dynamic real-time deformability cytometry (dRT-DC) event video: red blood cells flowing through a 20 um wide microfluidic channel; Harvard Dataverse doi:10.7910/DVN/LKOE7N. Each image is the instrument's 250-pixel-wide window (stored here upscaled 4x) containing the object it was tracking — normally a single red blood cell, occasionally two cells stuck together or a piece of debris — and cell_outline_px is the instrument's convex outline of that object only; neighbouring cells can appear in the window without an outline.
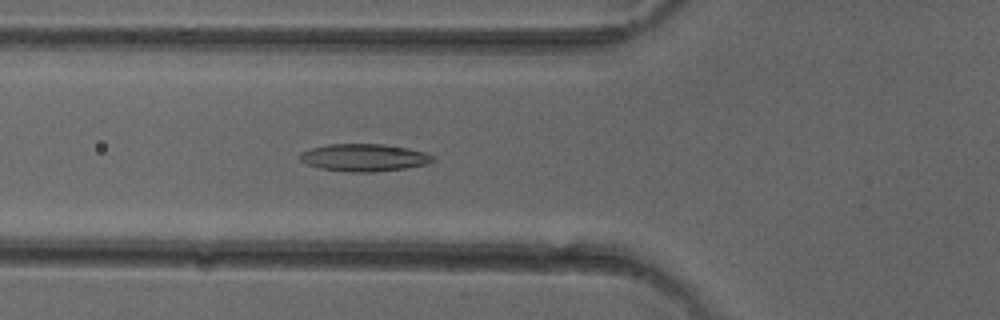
{"species": "common noctule bat (a hibernating species)", "species_latin": "Nyctalus noctula", "temperature_condition": "cold", "stored_images_in_passage": 52, "camera_frame_rate_fps": 3000, "um_per_image_px": 0.085, "animal": {"sex": "female"}, "frame": {"image": 1, "passage_image": 19, "time_ms": 6.0, "image_size_px": [1000, 320], "cell_outline_px": [[436, 160], [424, 164], [404, 168], [372, 172], [352, 172], [320, 168], [308, 164], [300, 160], [300, 152], [312, 148], [328, 144], [384, 144], [408, 148], [424, 152], [436, 156]], "centroid_in_image_um": [30.96, 13.38], "position_along_channel_um": 94.8, "area_um2": 21.1}}
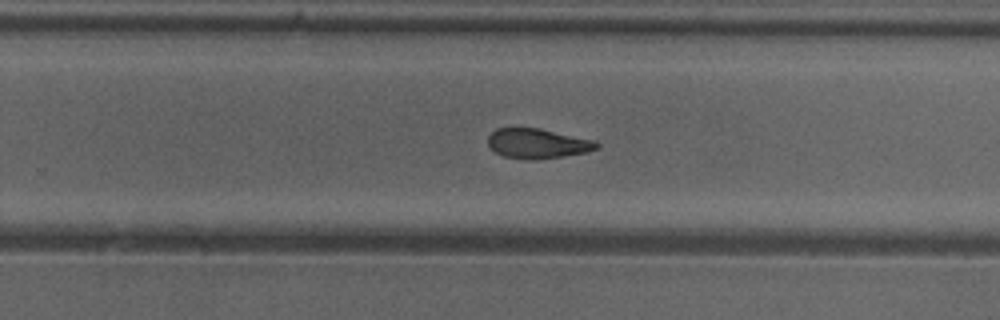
{"frame": {"image": 2, "passage_image": 33, "time_ms": 10.667, "image_size_px": [1000, 320], "cell_outline_px": [[600, 144], [596, 148], [588, 152], [564, 156], [536, 160], [524, 160], [504, 156], [496, 152], [488, 144], [488, 136], [496, 128], [540, 128], [592, 140]], "centroid_in_image_um": [45.67, 12.21], "position_along_channel_um": 284.1, "area_um2": 18.84}}
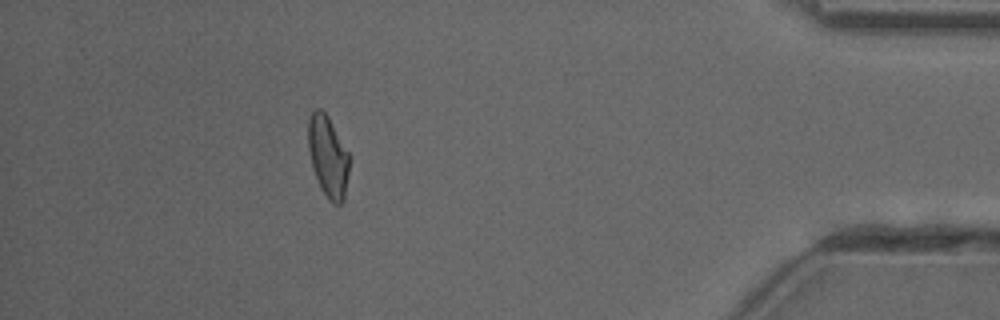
{"frame": {"image": 3, "passage_image": 46, "time_ms": 15.0, "image_size_px": [1000, 320], "cell_outline_px": [[348, 172], [344, 200], [340, 204], [336, 204], [328, 200], [312, 168], [308, 148], [308, 120], [312, 112], [316, 108], [320, 108], [328, 116], [348, 152]], "centroid_in_image_um": [27.86, 13.28], "position_along_channel_um": 407.3, "area_um2": 19.13}, "authors_computed_cell_mechanics": {"area_um2": 20.1144, "velocity_mm_per_s": 4.0458, "shape_relaxation_time_tau1_ms": 10.1603, "shape_relaxation_time_tau2_ms": 3.7973, "deformation_change_tau1": 0.2466, "deformation_change_tau2": 0.1223}}